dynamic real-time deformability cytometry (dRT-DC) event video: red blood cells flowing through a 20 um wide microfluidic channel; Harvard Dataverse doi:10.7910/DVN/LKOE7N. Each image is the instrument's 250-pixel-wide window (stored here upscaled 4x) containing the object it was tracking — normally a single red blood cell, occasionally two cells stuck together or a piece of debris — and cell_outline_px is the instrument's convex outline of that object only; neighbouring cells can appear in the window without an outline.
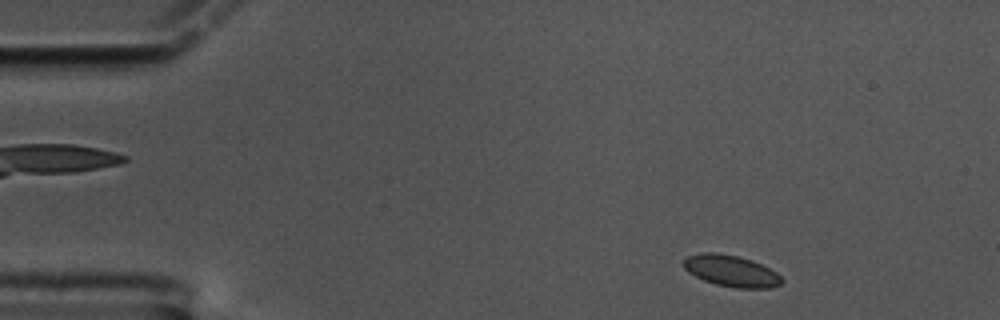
{"species": "common noctule bat (a hibernating species)", "species_latin": "Nyctalus noctula", "temperature_condition": "cold", "stored_images_in_passage": 56, "camera_frame_rate_fps": 3000, "um_per_image_px": 0.085, "animal": {"sex": "male", "body_mass_g": 17.5, "forearm_length_mm": 52.3}, "frame": {"image": 1, "passage_image": 4, "time_ms": 1.0, "image_size_px": [1000, 320], "cell_outline_px": [[784, 280], [780, 284], [772, 288], [736, 288], [716, 284], [704, 280], [688, 272], [684, 268], [684, 260], [688, 256], [704, 252], [716, 252], [740, 256], [752, 260], [776, 272]], "centroid_in_image_um": [62.16, 23.02], "position_along_channel_um": 22.8, "area_um2": 17.92}}
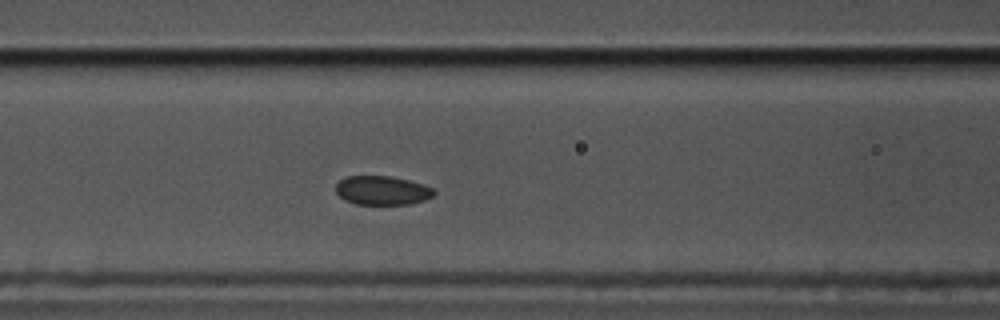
{"frame": {"image": 2, "passage_image": 21, "time_ms": 6.667, "image_size_px": [1000, 320], "cell_outline_px": [[436, 192], [432, 196], [424, 200], [412, 204], [356, 204], [344, 200], [336, 192], [336, 184], [344, 176], [392, 176], [408, 180], [432, 188]], "centroid_in_image_um": [32.46, 16.18], "position_along_channel_um": 134.1, "area_um2": 16.53}}
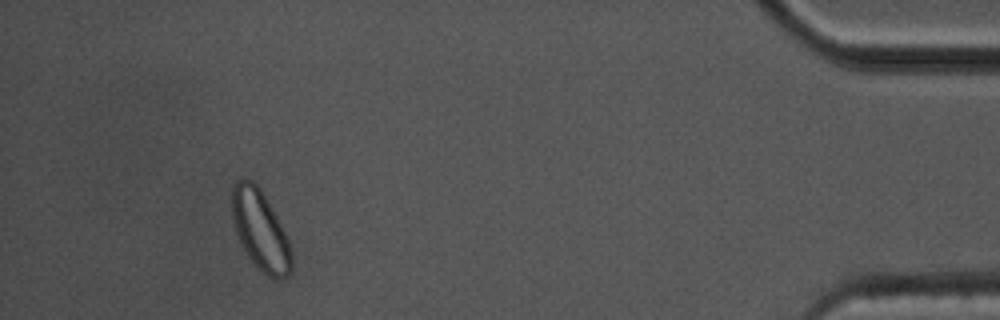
{"frame": {"image": 3, "passage_image": 52, "time_ms": 17.0, "image_size_px": [1000, 320], "cell_outline_px": [[292, 268], [288, 276], [280, 280], [276, 280], [268, 276], [248, 256], [240, 244], [232, 224], [232, 184], [236, 180], [252, 180], [260, 188], [276, 216], [288, 240], [292, 252]], "centroid_in_image_um": [22.11, 19.58], "position_along_channel_um": 413.1, "area_um2": 27.57}, "authors_computed_cell_mechanics": {"area_um2": 17.7446, "velocity_mm_per_s": 3.311, "shape_relaxation_time_tau1_ms": null, "shape_relaxation_time_tau2_ms": 5.0942, "deformation_change_tau1": null, "deformation_change_tau2": 0.0779}}